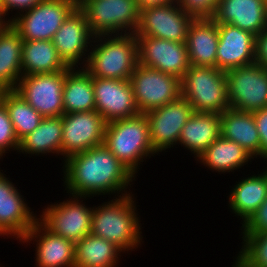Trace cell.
Wrapping results in <instances>:
<instances>
[{
	"mask_svg": "<svg viewBox=\"0 0 267 267\" xmlns=\"http://www.w3.org/2000/svg\"><path fill=\"white\" fill-rule=\"evenodd\" d=\"M62 162L64 180H61L68 195L91 199L92 196L116 194L120 197L132 193L129 190L136 176L104 144L69 156Z\"/></svg>",
	"mask_w": 267,
	"mask_h": 267,
	"instance_id": "6da1fadb",
	"label": "cell"
},
{
	"mask_svg": "<svg viewBox=\"0 0 267 267\" xmlns=\"http://www.w3.org/2000/svg\"><path fill=\"white\" fill-rule=\"evenodd\" d=\"M130 193L93 205L91 234L114 243L123 253L135 251L143 239L136 197ZM135 197V198H134ZM115 198V199H114ZM137 212V213H136Z\"/></svg>",
	"mask_w": 267,
	"mask_h": 267,
	"instance_id": "7a4b0ae2",
	"label": "cell"
},
{
	"mask_svg": "<svg viewBox=\"0 0 267 267\" xmlns=\"http://www.w3.org/2000/svg\"><path fill=\"white\" fill-rule=\"evenodd\" d=\"M83 68L94 78L130 80L139 64L135 34L94 36Z\"/></svg>",
	"mask_w": 267,
	"mask_h": 267,
	"instance_id": "3957f363",
	"label": "cell"
},
{
	"mask_svg": "<svg viewBox=\"0 0 267 267\" xmlns=\"http://www.w3.org/2000/svg\"><path fill=\"white\" fill-rule=\"evenodd\" d=\"M103 144L134 176L145 159L158 155L151 144L143 113L107 123Z\"/></svg>",
	"mask_w": 267,
	"mask_h": 267,
	"instance_id": "277c9868",
	"label": "cell"
},
{
	"mask_svg": "<svg viewBox=\"0 0 267 267\" xmlns=\"http://www.w3.org/2000/svg\"><path fill=\"white\" fill-rule=\"evenodd\" d=\"M181 97L194 112L223 113L230 108L225 71L191 65L181 79Z\"/></svg>",
	"mask_w": 267,
	"mask_h": 267,
	"instance_id": "5b68a950",
	"label": "cell"
},
{
	"mask_svg": "<svg viewBox=\"0 0 267 267\" xmlns=\"http://www.w3.org/2000/svg\"><path fill=\"white\" fill-rule=\"evenodd\" d=\"M94 36L135 34L140 7L137 0H78Z\"/></svg>",
	"mask_w": 267,
	"mask_h": 267,
	"instance_id": "8992f818",
	"label": "cell"
},
{
	"mask_svg": "<svg viewBox=\"0 0 267 267\" xmlns=\"http://www.w3.org/2000/svg\"><path fill=\"white\" fill-rule=\"evenodd\" d=\"M78 0H41L29 10L16 15L9 23L23 40H53Z\"/></svg>",
	"mask_w": 267,
	"mask_h": 267,
	"instance_id": "52a82bcc",
	"label": "cell"
},
{
	"mask_svg": "<svg viewBox=\"0 0 267 267\" xmlns=\"http://www.w3.org/2000/svg\"><path fill=\"white\" fill-rule=\"evenodd\" d=\"M86 198L70 195L63 202H51L42 210L38 221L53 234L76 244L91 234L93 206L83 202Z\"/></svg>",
	"mask_w": 267,
	"mask_h": 267,
	"instance_id": "ba28073f",
	"label": "cell"
},
{
	"mask_svg": "<svg viewBox=\"0 0 267 267\" xmlns=\"http://www.w3.org/2000/svg\"><path fill=\"white\" fill-rule=\"evenodd\" d=\"M231 109L253 113L267 107V69L257 63L225 71Z\"/></svg>",
	"mask_w": 267,
	"mask_h": 267,
	"instance_id": "9c48e42d",
	"label": "cell"
},
{
	"mask_svg": "<svg viewBox=\"0 0 267 267\" xmlns=\"http://www.w3.org/2000/svg\"><path fill=\"white\" fill-rule=\"evenodd\" d=\"M130 82L139 113L162 107L181 97V80L157 69L138 64Z\"/></svg>",
	"mask_w": 267,
	"mask_h": 267,
	"instance_id": "30bf717a",
	"label": "cell"
},
{
	"mask_svg": "<svg viewBox=\"0 0 267 267\" xmlns=\"http://www.w3.org/2000/svg\"><path fill=\"white\" fill-rule=\"evenodd\" d=\"M194 18L186 13L178 1L140 8L136 36H152L175 42H186L190 23Z\"/></svg>",
	"mask_w": 267,
	"mask_h": 267,
	"instance_id": "8fae6325",
	"label": "cell"
},
{
	"mask_svg": "<svg viewBox=\"0 0 267 267\" xmlns=\"http://www.w3.org/2000/svg\"><path fill=\"white\" fill-rule=\"evenodd\" d=\"M67 70L22 76L14 91L44 118L62 116L63 85Z\"/></svg>",
	"mask_w": 267,
	"mask_h": 267,
	"instance_id": "7c38bea8",
	"label": "cell"
},
{
	"mask_svg": "<svg viewBox=\"0 0 267 267\" xmlns=\"http://www.w3.org/2000/svg\"><path fill=\"white\" fill-rule=\"evenodd\" d=\"M62 123L61 156L64 160L103 144L107 122L96 110L63 114Z\"/></svg>",
	"mask_w": 267,
	"mask_h": 267,
	"instance_id": "4fadbf2b",
	"label": "cell"
},
{
	"mask_svg": "<svg viewBox=\"0 0 267 267\" xmlns=\"http://www.w3.org/2000/svg\"><path fill=\"white\" fill-rule=\"evenodd\" d=\"M193 113L192 106L183 97L145 113L150 141L158 154L178 145L182 128Z\"/></svg>",
	"mask_w": 267,
	"mask_h": 267,
	"instance_id": "5bb4252c",
	"label": "cell"
},
{
	"mask_svg": "<svg viewBox=\"0 0 267 267\" xmlns=\"http://www.w3.org/2000/svg\"><path fill=\"white\" fill-rule=\"evenodd\" d=\"M139 64L183 78L191 67L186 42H175L152 36H136Z\"/></svg>",
	"mask_w": 267,
	"mask_h": 267,
	"instance_id": "9a60e30c",
	"label": "cell"
},
{
	"mask_svg": "<svg viewBox=\"0 0 267 267\" xmlns=\"http://www.w3.org/2000/svg\"><path fill=\"white\" fill-rule=\"evenodd\" d=\"M93 39L85 13L77 6L63 21L52 41L62 60L73 68L85 65Z\"/></svg>",
	"mask_w": 267,
	"mask_h": 267,
	"instance_id": "2e32d148",
	"label": "cell"
},
{
	"mask_svg": "<svg viewBox=\"0 0 267 267\" xmlns=\"http://www.w3.org/2000/svg\"><path fill=\"white\" fill-rule=\"evenodd\" d=\"M92 82L95 110L107 123L140 114L130 80L92 77Z\"/></svg>",
	"mask_w": 267,
	"mask_h": 267,
	"instance_id": "e0dca14e",
	"label": "cell"
},
{
	"mask_svg": "<svg viewBox=\"0 0 267 267\" xmlns=\"http://www.w3.org/2000/svg\"><path fill=\"white\" fill-rule=\"evenodd\" d=\"M6 176L0 169V226L11 239L20 241L38 221L39 215L32 211L20 190Z\"/></svg>",
	"mask_w": 267,
	"mask_h": 267,
	"instance_id": "ac0fdd59",
	"label": "cell"
},
{
	"mask_svg": "<svg viewBox=\"0 0 267 267\" xmlns=\"http://www.w3.org/2000/svg\"><path fill=\"white\" fill-rule=\"evenodd\" d=\"M216 67L222 71L255 63L256 36L230 24L218 23Z\"/></svg>",
	"mask_w": 267,
	"mask_h": 267,
	"instance_id": "d6986e66",
	"label": "cell"
},
{
	"mask_svg": "<svg viewBox=\"0 0 267 267\" xmlns=\"http://www.w3.org/2000/svg\"><path fill=\"white\" fill-rule=\"evenodd\" d=\"M35 239V240H34ZM36 242L37 267H74L75 244L46 229L39 221L19 241L21 244Z\"/></svg>",
	"mask_w": 267,
	"mask_h": 267,
	"instance_id": "ffe728a7",
	"label": "cell"
},
{
	"mask_svg": "<svg viewBox=\"0 0 267 267\" xmlns=\"http://www.w3.org/2000/svg\"><path fill=\"white\" fill-rule=\"evenodd\" d=\"M213 19L257 36L267 28V6L265 0H218Z\"/></svg>",
	"mask_w": 267,
	"mask_h": 267,
	"instance_id": "44dd1931",
	"label": "cell"
},
{
	"mask_svg": "<svg viewBox=\"0 0 267 267\" xmlns=\"http://www.w3.org/2000/svg\"><path fill=\"white\" fill-rule=\"evenodd\" d=\"M218 41V23L213 18L194 19L186 39L191 65L216 67Z\"/></svg>",
	"mask_w": 267,
	"mask_h": 267,
	"instance_id": "7402d4cb",
	"label": "cell"
},
{
	"mask_svg": "<svg viewBox=\"0 0 267 267\" xmlns=\"http://www.w3.org/2000/svg\"><path fill=\"white\" fill-rule=\"evenodd\" d=\"M248 177L236 181V185L230 190L228 197L229 209L241 220L242 226L256 212L259 206L267 198V166Z\"/></svg>",
	"mask_w": 267,
	"mask_h": 267,
	"instance_id": "603a6c76",
	"label": "cell"
},
{
	"mask_svg": "<svg viewBox=\"0 0 267 267\" xmlns=\"http://www.w3.org/2000/svg\"><path fill=\"white\" fill-rule=\"evenodd\" d=\"M221 114L194 112L183 126L178 147L189 150L195 160L221 136Z\"/></svg>",
	"mask_w": 267,
	"mask_h": 267,
	"instance_id": "cb8c5ba5",
	"label": "cell"
},
{
	"mask_svg": "<svg viewBox=\"0 0 267 267\" xmlns=\"http://www.w3.org/2000/svg\"><path fill=\"white\" fill-rule=\"evenodd\" d=\"M221 137L238 143L254 158H260L261 140L253 113L227 109L221 113Z\"/></svg>",
	"mask_w": 267,
	"mask_h": 267,
	"instance_id": "d4e9b609",
	"label": "cell"
},
{
	"mask_svg": "<svg viewBox=\"0 0 267 267\" xmlns=\"http://www.w3.org/2000/svg\"><path fill=\"white\" fill-rule=\"evenodd\" d=\"M254 157L238 143L219 137L198 157L197 163L212 172L230 173L240 169Z\"/></svg>",
	"mask_w": 267,
	"mask_h": 267,
	"instance_id": "484cf974",
	"label": "cell"
},
{
	"mask_svg": "<svg viewBox=\"0 0 267 267\" xmlns=\"http://www.w3.org/2000/svg\"><path fill=\"white\" fill-rule=\"evenodd\" d=\"M70 67L59 56L51 40H23L22 76L56 73Z\"/></svg>",
	"mask_w": 267,
	"mask_h": 267,
	"instance_id": "4316f807",
	"label": "cell"
},
{
	"mask_svg": "<svg viewBox=\"0 0 267 267\" xmlns=\"http://www.w3.org/2000/svg\"><path fill=\"white\" fill-rule=\"evenodd\" d=\"M22 44L20 34L8 23L0 31V88L14 90L22 77Z\"/></svg>",
	"mask_w": 267,
	"mask_h": 267,
	"instance_id": "83f0119b",
	"label": "cell"
},
{
	"mask_svg": "<svg viewBox=\"0 0 267 267\" xmlns=\"http://www.w3.org/2000/svg\"><path fill=\"white\" fill-rule=\"evenodd\" d=\"M63 138L62 116L43 118L39 126L19 142L18 154L35 156L61 155Z\"/></svg>",
	"mask_w": 267,
	"mask_h": 267,
	"instance_id": "f1b7e54d",
	"label": "cell"
},
{
	"mask_svg": "<svg viewBox=\"0 0 267 267\" xmlns=\"http://www.w3.org/2000/svg\"><path fill=\"white\" fill-rule=\"evenodd\" d=\"M64 114L95 111L92 76L83 67H70L63 85Z\"/></svg>",
	"mask_w": 267,
	"mask_h": 267,
	"instance_id": "f546056e",
	"label": "cell"
},
{
	"mask_svg": "<svg viewBox=\"0 0 267 267\" xmlns=\"http://www.w3.org/2000/svg\"><path fill=\"white\" fill-rule=\"evenodd\" d=\"M122 252L114 243L88 234L75 244L74 267H117Z\"/></svg>",
	"mask_w": 267,
	"mask_h": 267,
	"instance_id": "4dcf8cb0",
	"label": "cell"
},
{
	"mask_svg": "<svg viewBox=\"0 0 267 267\" xmlns=\"http://www.w3.org/2000/svg\"><path fill=\"white\" fill-rule=\"evenodd\" d=\"M0 100L8 110L19 141L33 132L44 118L14 90H3Z\"/></svg>",
	"mask_w": 267,
	"mask_h": 267,
	"instance_id": "1f68e13d",
	"label": "cell"
},
{
	"mask_svg": "<svg viewBox=\"0 0 267 267\" xmlns=\"http://www.w3.org/2000/svg\"><path fill=\"white\" fill-rule=\"evenodd\" d=\"M242 235L237 260L245 267H267V231Z\"/></svg>",
	"mask_w": 267,
	"mask_h": 267,
	"instance_id": "d6a6232c",
	"label": "cell"
},
{
	"mask_svg": "<svg viewBox=\"0 0 267 267\" xmlns=\"http://www.w3.org/2000/svg\"><path fill=\"white\" fill-rule=\"evenodd\" d=\"M19 140L14 131L10 116L4 103L0 100V159L10 151H17ZM9 151V152H8Z\"/></svg>",
	"mask_w": 267,
	"mask_h": 267,
	"instance_id": "836d02e7",
	"label": "cell"
},
{
	"mask_svg": "<svg viewBox=\"0 0 267 267\" xmlns=\"http://www.w3.org/2000/svg\"><path fill=\"white\" fill-rule=\"evenodd\" d=\"M181 8L194 19L213 18L218 0H177Z\"/></svg>",
	"mask_w": 267,
	"mask_h": 267,
	"instance_id": "e575fe53",
	"label": "cell"
},
{
	"mask_svg": "<svg viewBox=\"0 0 267 267\" xmlns=\"http://www.w3.org/2000/svg\"><path fill=\"white\" fill-rule=\"evenodd\" d=\"M242 234L261 233L267 231V198L259 206L249 220L241 226Z\"/></svg>",
	"mask_w": 267,
	"mask_h": 267,
	"instance_id": "d590c367",
	"label": "cell"
},
{
	"mask_svg": "<svg viewBox=\"0 0 267 267\" xmlns=\"http://www.w3.org/2000/svg\"><path fill=\"white\" fill-rule=\"evenodd\" d=\"M253 116L261 140L260 158L267 162V107L253 112Z\"/></svg>",
	"mask_w": 267,
	"mask_h": 267,
	"instance_id": "8d00e7d4",
	"label": "cell"
},
{
	"mask_svg": "<svg viewBox=\"0 0 267 267\" xmlns=\"http://www.w3.org/2000/svg\"><path fill=\"white\" fill-rule=\"evenodd\" d=\"M41 0H2L0 3V10L4 18L9 17V13L11 11H16L15 15H12L8 18V22H10L16 15L19 13L29 10L35 5H37Z\"/></svg>",
	"mask_w": 267,
	"mask_h": 267,
	"instance_id": "74e56055",
	"label": "cell"
},
{
	"mask_svg": "<svg viewBox=\"0 0 267 267\" xmlns=\"http://www.w3.org/2000/svg\"><path fill=\"white\" fill-rule=\"evenodd\" d=\"M255 63L267 69V28L256 36Z\"/></svg>",
	"mask_w": 267,
	"mask_h": 267,
	"instance_id": "f35d334b",
	"label": "cell"
},
{
	"mask_svg": "<svg viewBox=\"0 0 267 267\" xmlns=\"http://www.w3.org/2000/svg\"><path fill=\"white\" fill-rule=\"evenodd\" d=\"M175 0H137L140 8H145L148 6L164 5Z\"/></svg>",
	"mask_w": 267,
	"mask_h": 267,
	"instance_id": "ab89813d",
	"label": "cell"
},
{
	"mask_svg": "<svg viewBox=\"0 0 267 267\" xmlns=\"http://www.w3.org/2000/svg\"><path fill=\"white\" fill-rule=\"evenodd\" d=\"M8 19L7 17L4 18V16L2 15L1 13V10H0V31L8 24Z\"/></svg>",
	"mask_w": 267,
	"mask_h": 267,
	"instance_id": "60d3db41",
	"label": "cell"
},
{
	"mask_svg": "<svg viewBox=\"0 0 267 267\" xmlns=\"http://www.w3.org/2000/svg\"><path fill=\"white\" fill-rule=\"evenodd\" d=\"M234 262H231L233 263L232 267H245L240 261H238L237 259L236 260H233Z\"/></svg>",
	"mask_w": 267,
	"mask_h": 267,
	"instance_id": "b9f144b4",
	"label": "cell"
},
{
	"mask_svg": "<svg viewBox=\"0 0 267 267\" xmlns=\"http://www.w3.org/2000/svg\"><path fill=\"white\" fill-rule=\"evenodd\" d=\"M0 236H3V237H11L1 226H0Z\"/></svg>",
	"mask_w": 267,
	"mask_h": 267,
	"instance_id": "7bdbcfd3",
	"label": "cell"
}]
</instances>
